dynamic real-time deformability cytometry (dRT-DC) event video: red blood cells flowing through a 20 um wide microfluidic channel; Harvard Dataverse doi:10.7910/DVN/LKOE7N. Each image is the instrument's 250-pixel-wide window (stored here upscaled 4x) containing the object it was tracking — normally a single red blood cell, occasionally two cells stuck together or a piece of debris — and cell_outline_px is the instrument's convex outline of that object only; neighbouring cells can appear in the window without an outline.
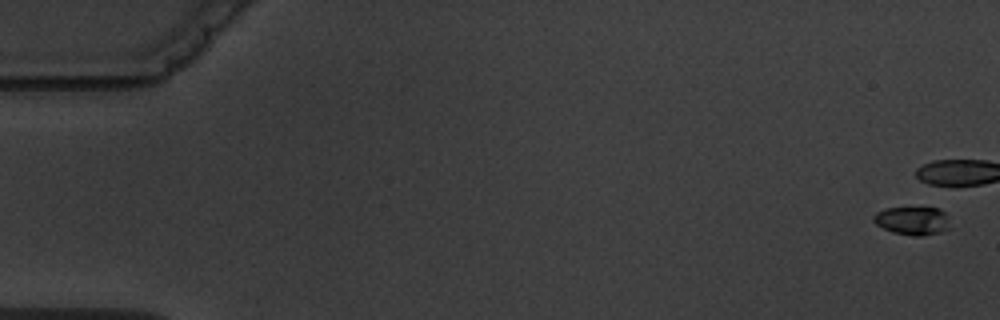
{"species": "common noctule bat (a hibernating species)", "species_latin": "Nyctalus noctula", "temperature_condition": "warm", "stored_images_in_passage": 9, "camera_frame_rate_fps": 3000, "um_per_image_px": 0.085, "animal": {"sex": "male", "body_mass_g": 19.5, "forearm_length_mm": 54.6}, "frame": {"image": 1, "passage_image": 1, "time_ms": 0.0, "image_size_px": [1000, 320], "cell_outline_px": [[948, 228], [940, 232], [920, 236], [912, 236], [892, 232], [876, 224], [872, 220], [872, 216], [876, 212], [884, 208], [940, 208], [944, 212]], "centroid_in_image_um": [77.49, 18.76], "position_along_channel_um": 7.5, "area_um2": 12.43}}